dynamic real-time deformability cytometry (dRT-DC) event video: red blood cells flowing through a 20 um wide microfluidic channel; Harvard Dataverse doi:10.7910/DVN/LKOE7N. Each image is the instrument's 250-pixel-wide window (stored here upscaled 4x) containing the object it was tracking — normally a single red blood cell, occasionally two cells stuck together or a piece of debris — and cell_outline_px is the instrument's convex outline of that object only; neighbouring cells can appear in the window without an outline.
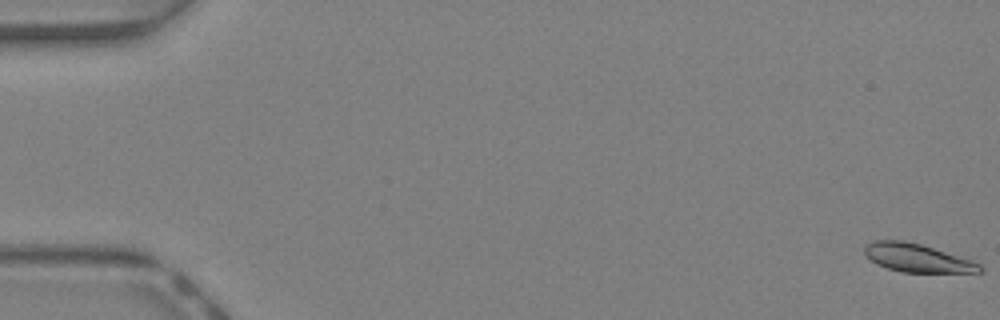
{"species": "Egyptian fruit bat (a non-hibernating species)", "species_latin": "Rousettus aegyptiacus", "temperature_condition": "warm", "stored_images_in_passage": 45, "camera_frame_rate_fps": 3000, "um_per_image_px": 0.085, "animal": {"sex": "female"}, "frame": {"image": 1, "passage_image": 1, "time_ms": 0.0, "image_size_px": [1000, 320], "cell_outline_px": [[984, 272], [900, 272], [876, 264], [864, 256], [864, 244], [872, 240], [904, 240], [920, 244], [972, 260], [980, 264], [984, 268]], "centroid_in_image_um": [77.91, 21.92], "position_along_channel_um": 7.1, "area_um2": 19.13}}
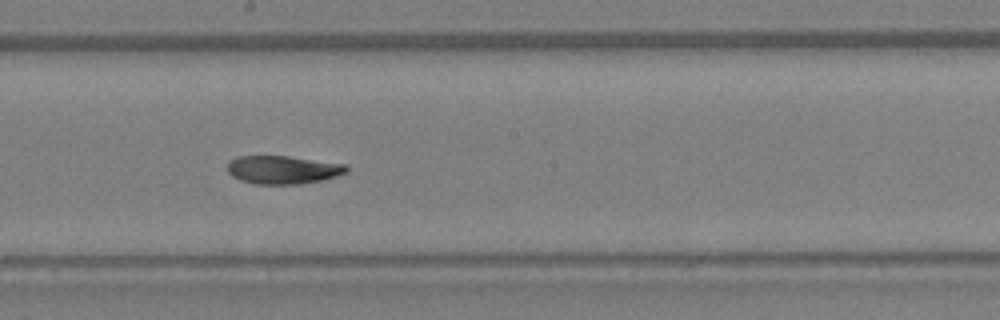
{"frame": {"image": 2, "passage_image": 26, "time_ms": 8.333, "image_size_px": [1000, 320], "cell_outline_px": [[348, 172], [324, 180], [300, 184], [256, 184], [240, 180], [232, 176], [228, 172], [228, 160], [240, 156], [288, 156], [348, 164]], "centroid_in_image_um": [24.08, 14.43], "position_along_channel_um": 224.1, "area_um2": 19.77}}
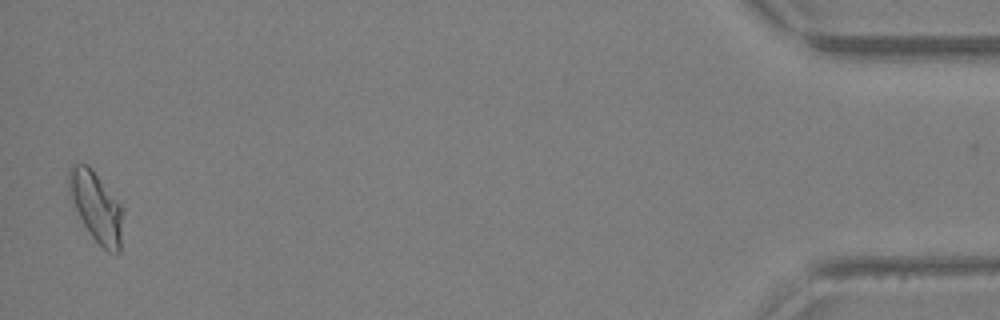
{"frame": {"image": 3, "passage_image": 45, "time_ms": 14.667, "image_size_px": [1000, 320], "cell_outline_px": [[124, 212], [120, 252], [116, 256], [108, 252], [92, 236], [84, 224], [72, 200], [68, 188], [68, 168], [72, 164], [88, 164], [92, 168], [124, 208]], "centroid_in_image_um": [8.22, 17.58], "position_along_channel_um": 427.0, "area_um2": 22.2}, "authors_computed_cell_mechanics": {"area_um2": 20.0566, "velocity_mm_per_s": 4.6169, "shape_relaxation_time_tau1_ms": 3.7402, "shape_relaxation_time_tau2_ms": 1.6327, "deformation_change_tau1": 0.1585, "deformation_change_tau2": 0.065}}